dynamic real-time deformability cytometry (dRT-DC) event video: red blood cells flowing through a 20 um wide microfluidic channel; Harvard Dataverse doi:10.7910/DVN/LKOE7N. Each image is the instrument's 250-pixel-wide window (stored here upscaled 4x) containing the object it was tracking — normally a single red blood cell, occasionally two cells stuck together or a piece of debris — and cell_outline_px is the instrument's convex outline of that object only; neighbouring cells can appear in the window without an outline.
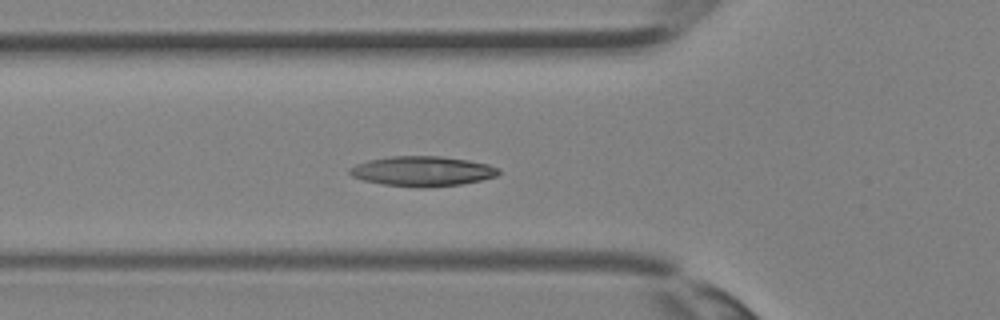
{"species": "Egyptian fruit bat (a non-hibernating species)", "species_latin": "Rousettus aegyptiacus", "temperature_condition": "room temperature", "stored_images_in_passage": 33, "camera_frame_rate_fps": 3000, "um_per_image_px": 0.085, "animal": {"sex": "female"}, "frame": {"image": 1, "passage_image": 13, "time_ms": 4.0, "image_size_px": [1000, 320], "cell_outline_px": [[500, 172], [496, 176], [480, 180], [460, 184], [424, 188], [416, 188], [384, 184], [364, 180], [352, 176], [348, 172], [348, 168], [356, 164], [368, 160], [392, 156], [440, 156], [468, 160], [488, 164], [500, 168]], "centroid_in_image_um": [35.9, 14.55], "position_along_channel_um": 89.9, "area_um2": 26.01}}
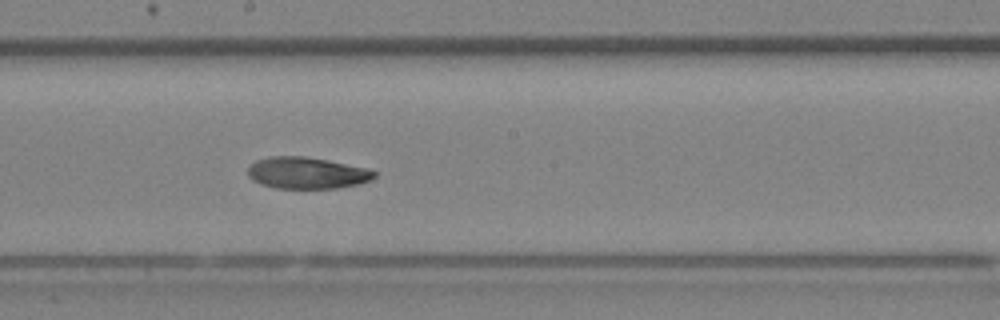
{"frame": {"image": 2, "passage_image": 20, "time_ms": 6.333, "image_size_px": [1000, 320], "cell_outline_px": [[376, 176], [372, 180], [356, 184], [336, 188], [276, 188], [260, 184], [252, 180], [248, 176], [248, 168], [256, 160], [268, 156], [304, 156], [328, 160], [364, 168], [376, 172]], "centroid_in_image_um": [26.04, 14.7], "position_along_channel_um": 222.2, "area_um2": 23.18}}
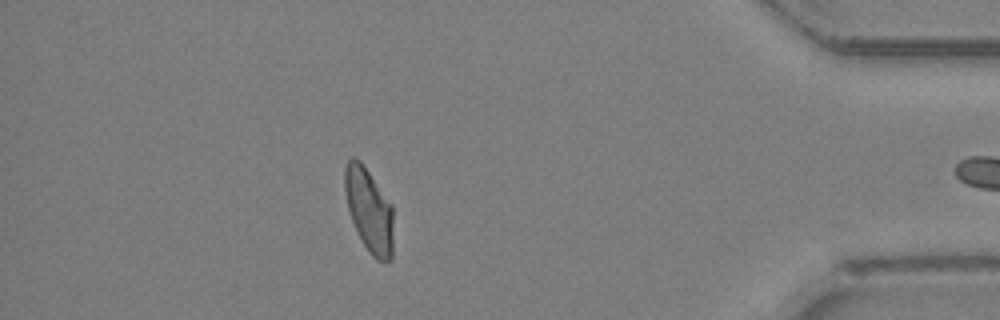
{"frame": {"image": 3, "passage_image": 32, "time_ms": 10.333, "image_size_px": [1000, 320], "cell_outline_px": [[392, 260], [376, 260], [372, 256], [364, 244], [352, 220], [348, 208], [344, 192], [344, 168], [348, 160], [352, 156], [360, 160], [392, 204]], "centroid_in_image_um": [31.36, 17.82], "position_along_channel_um": 403.8, "area_um2": 23.52}}